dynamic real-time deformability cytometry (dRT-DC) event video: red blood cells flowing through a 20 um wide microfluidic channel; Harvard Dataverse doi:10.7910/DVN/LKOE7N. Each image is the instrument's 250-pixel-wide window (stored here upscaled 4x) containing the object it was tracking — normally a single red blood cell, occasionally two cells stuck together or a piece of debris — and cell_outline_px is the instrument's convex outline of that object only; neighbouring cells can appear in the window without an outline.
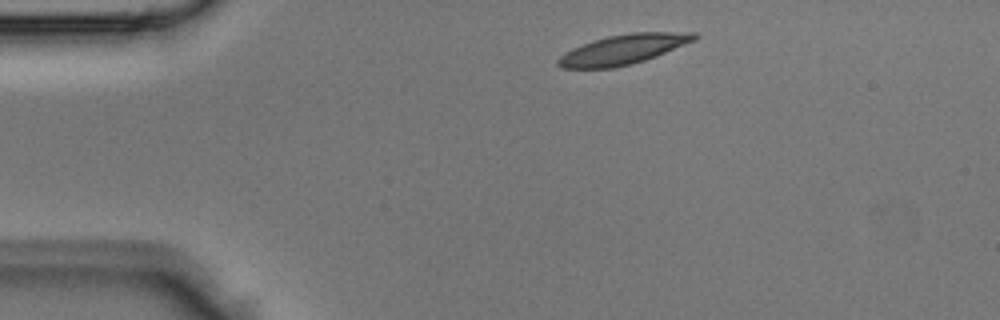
{"species": "Egyptian fruit bat (a non-hibernating species)", "species_latin": "Rousettus aegyptiacus", "temperature_condition": "room temperature", "stored_images_in_passage": 2, "camera_frame_rate_fps": 3000, "um_per_image_px": 0.085, "animal": {"sex": "male"}, "frame": {"image": 1, "passage_image": 1, "time_ms": 0.0, "image_size_px": [1000, 320], "cell_outline_px": [[700, 36], [696, 40], [656, 56], [632, 64], [612, 68], [560, 68], [556, 64], [556, 60], [564, 52], [572, 48], [592, 40], [608, 36], [632, 32], [696, 32]], "centroid_in_image_um": [52.97, 4.19], "position_along_channel_um": 32.0, "area_um2": 23.81}}